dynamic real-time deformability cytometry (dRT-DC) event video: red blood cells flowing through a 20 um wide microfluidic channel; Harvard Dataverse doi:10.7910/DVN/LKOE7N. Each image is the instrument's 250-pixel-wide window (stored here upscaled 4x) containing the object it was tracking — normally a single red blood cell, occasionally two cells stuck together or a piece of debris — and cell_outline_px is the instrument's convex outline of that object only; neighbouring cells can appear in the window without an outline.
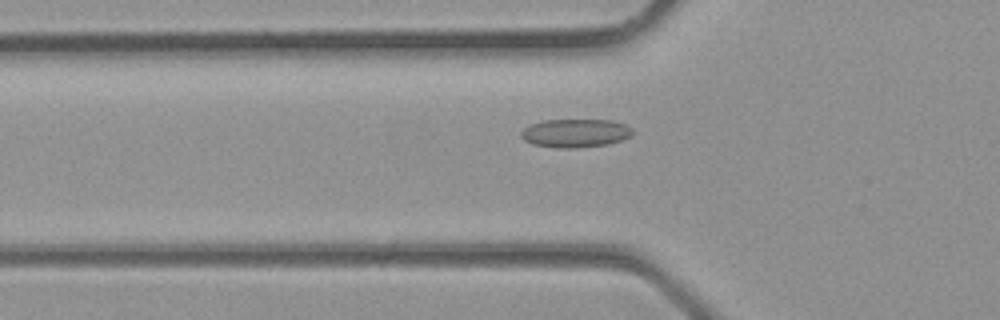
{"species": "common noctule bat (a hibernating species)", "species_latin": "Nyctalus noctula", "temperature_condition": "room temperature", "stored_images_in_passage": 36, "camera_frame_rate_fps": 3000, "um_per_image_px": 0.085, "animal": {"sex": "male", "body_mass_g": 23.1, "forearm_length_mm": 52.7}, "frame": {"image": 1, "passage_image": 13, "time_ms": 4.0, "image_size_px": [1000, 320], "cell_outline_px": [[632, 136], [608, 144], [576, 148], [560, 148], [532, 144], [524, 140], [520, 136], [520, 132], [524, 128], [532, 124], [544, 120], [612, 120], [628, 124], [632, 128]], "centroid_in_image_um": [48.92, 11.31], "position_along_channel_um": 76.9, "area_um2": 18.55}}
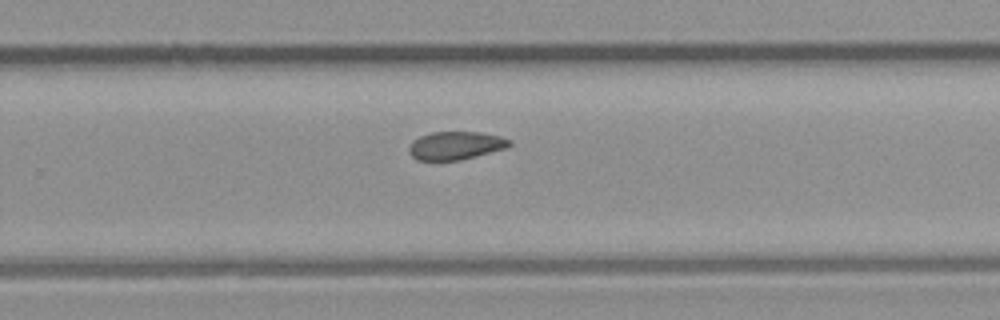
{"frame": {"image": 2, "passage_image": 24, "time_ms": 7.667, "image_size_px": [1000, 320], "cell_outline_px": [[512, 144], [508, 148], [460, 160], [416, 160], [408, 152], [408, 148], [412, 140], [420, 136], [432, 132], [480, 132], [500, 136], [512, 140]], "centroid_in_image_um": [38.74, 12.37], "position_along_channel_um": 291.1, "area_um2": 16.65}}
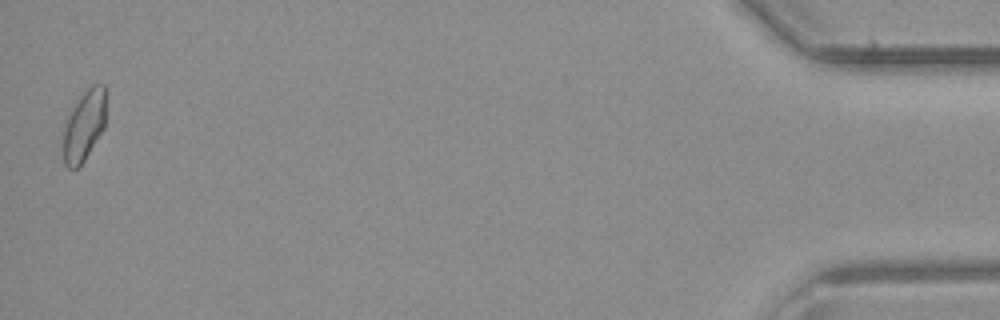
{"frame": {"image": 3, "passage_image": 36, "time_ms": 11.667, "image_size_px": [1000, 320], "cell_outline_px": [[104, 128], [84, 160], [76, 168], [68, 168], [64, 164], [60, 148], [64, 124], [68, 116], [80, 96], [92, 84], [104, 84]], "centroid_in_image_um": [7.08, 10.73], "position_along_channel_um": 428.1, "area_um2": 17.63}}